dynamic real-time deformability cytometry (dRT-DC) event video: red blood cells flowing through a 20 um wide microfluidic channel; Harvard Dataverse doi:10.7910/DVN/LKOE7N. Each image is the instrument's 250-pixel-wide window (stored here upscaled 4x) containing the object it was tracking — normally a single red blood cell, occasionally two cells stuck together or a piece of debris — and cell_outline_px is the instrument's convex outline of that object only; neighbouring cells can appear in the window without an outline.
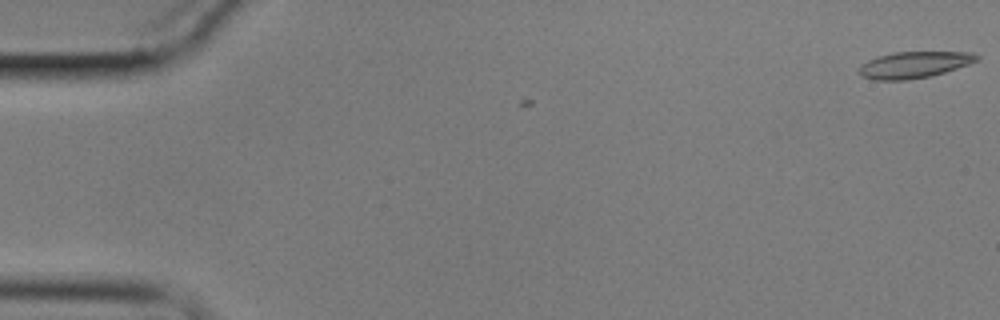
{"species": "common noctule bat (a hibernating species)", "species_latin": "Nyctalus noctula", "temperature_condition": "cold", "stored_images_in_passage": 2, "camera_frame_rate_fps": 3000, "um_per_image_px": 0.085, "animal": {"sex": "male", "body_mass_g": 17.9}, "frame": {"image": 1, "passage_image": 2, "time_ms": 0.333, "image_size_px": [1000, 320], "cell_outline_px": [[980, 60], [932, 76], [908, 80], [876, 80], [860, 76], [856, 68], [860, 64], [876, 56], [892, 52], [972, 52], [980, 56]], "centroid_in_image_um": [77.65, 5.5], "position_along_channel_um": 7.4, "area_um2": 18.44}}